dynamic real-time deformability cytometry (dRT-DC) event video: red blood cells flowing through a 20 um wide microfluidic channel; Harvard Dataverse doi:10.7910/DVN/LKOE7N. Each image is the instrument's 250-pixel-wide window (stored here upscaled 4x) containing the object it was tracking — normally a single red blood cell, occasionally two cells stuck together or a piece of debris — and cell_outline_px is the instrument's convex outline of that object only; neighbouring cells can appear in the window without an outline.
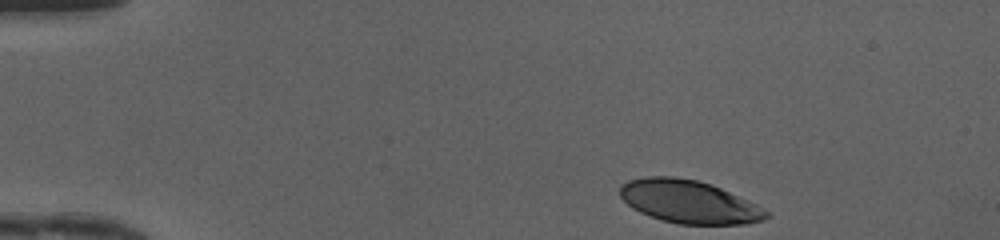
{"species": "human", "species_latin": "Homo sapiens", "temperature_condition": "cold", "stored_images_in_passage": 42, "camera_frame_rate_fps": 3000, "um_per_image_px": 0.085, "donor": {"sex": "female"}, "frame": {"image": 1, "passage_image": 1, "time_ms": 0.0, "image_size_px": [1000, 240], "cell_outline_px": [[772, 216], [764, 220], [744, 224], [680, 224], [660, 220], [640, 212], [632, 208], [620, 196], [620, 184], [628, 180], [644, 176], [672, 176], [696, 180], [712, 184], [748, 200], [756, 204], [768, 212]], "centroid_in_image_um": [58.55, 17.14], "position_along_channel_um": 26.4, "area_um2": 36.76}}
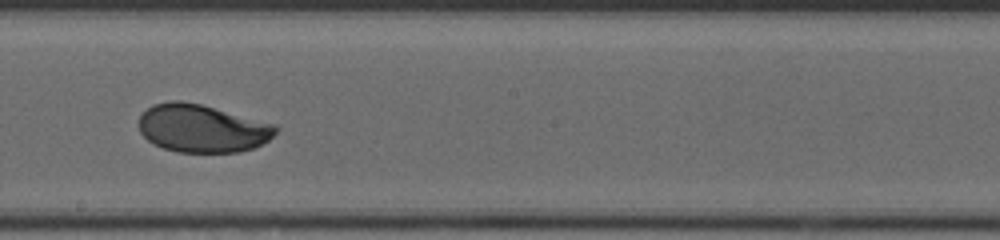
{"frame": {"image": 2, "passage_image": 22, "time_ms": 7.0, "image_size_px": [1000, 240], "cell_outline_px": [[280, 128], [268, 140], [256, 148], [240, 152], [176, 152], [164, 148], [148, 140], [140, 132], [140, 116], [152, 104], [172, 100], [180, 100], [200, 104], [276, 124]], "centroid_in_image_um": [17.21, 10.91], "position_along_channel_um": 231.0, "area_um2": 38.21}}
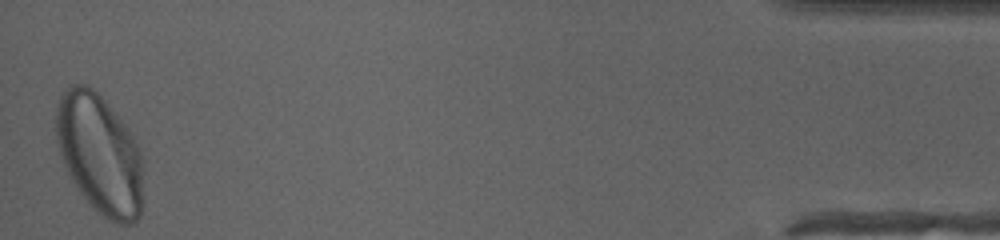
{"frame": {"image": 3, "passage_image": 42, "time_ms": 13.667, "image_size_px": [1000, 240], "cell_outline_px": [[144, 168], [140, 216], [132, 224], [120, 224], [108, 220], [92, 208], [68, 176], [56, 140], [56, 108], [60, 96], [68, 84], [88, 84], [108, 104], [124, 124], [132, 136], [140, 152]], "centroid_in_image_um": [8.47, 13.12], "position_along_channel_um": 426.7, "area_um2": 61.15}, "authors_computed_cell_mechanics": {"area_um2": 38.7838, "velocity_mm_per_s": 4.1549, "shape_relaxation_time_tau1_ms": 2.8342, "shape_relaxation_time_tau2_ms": 0.7408, "deformation_change_tau1": 0.149, "deformation_change_tau2": 0.0386}}